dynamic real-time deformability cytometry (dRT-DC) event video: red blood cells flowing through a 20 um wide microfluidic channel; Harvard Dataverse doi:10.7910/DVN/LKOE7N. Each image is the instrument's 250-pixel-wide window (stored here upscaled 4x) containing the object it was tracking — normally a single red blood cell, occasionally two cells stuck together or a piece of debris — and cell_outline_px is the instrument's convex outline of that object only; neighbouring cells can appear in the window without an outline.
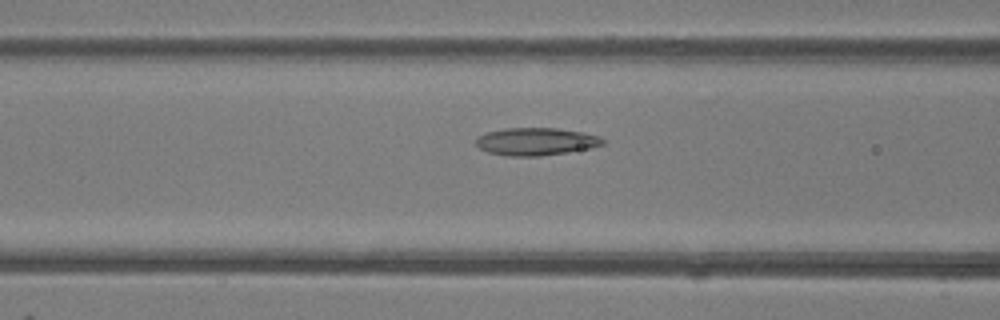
{"species": "common noctule bat (a hibernating species)", "species_latin": "Nyctalus noctula", "temperature_condition": "room temperature", "stored_images_in_passage": 20, "camera_frame_rate_fps": 3000, "um_per_image_px": 0.085, "animal": {"sex": "female"}, "frame": {"image": 1, "passage_image": 20, "time_ms": 6.333, "image_size_px": [1000, 320], "cell_outline_px": [[604, 144], [592, 148], [540, 156], [508, 156], [488, 152], [480, 148], [476, 144], [476, 136], [488, 132], [504, 128], [556, 128], [580, 132], [600, 136], [604, 140]], "centroid_in_image_um": [45.55, 12.03], "position_along_channel_um": 121.1, "area_um2": 20.35}}